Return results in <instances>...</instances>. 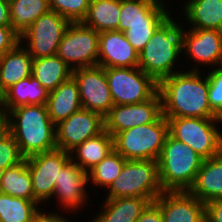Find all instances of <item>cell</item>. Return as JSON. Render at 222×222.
<instances>
[{
	"instance_id": "1",
	"label": "cell",
	"mask_w": 222,
	"mask_h": 222,
	"mask_svg": "<svg viewBox=\"0 0 222 222\" xmlns=\"http://www.w3.org/2000/svg\"><path fill=\"white\" fill-rule=\"evenodd\" d=\"M197 68L177 72L158 83L164 117L220 118L208 101V77L201 79Z\"/></svg>"
},
{
	"instance_id": "2",
	"label": "cell",
	"mask_w": 222,
	"mask_h": 222,
	"mask_svg": "<svg viewBox=\"0 0 222 222\" xmlns=\"http://www.w3.org/2000/svg\"><path fill=\"white\" fill-rule=\"evenodd\" d=\"M55 128L46 105H22L8 112L7 129L25 158L57 149Z\"/></svg>"
},
{
	"instance_id": "3",
	"label": "cell",
	"mask_w": 222,
	"mask_h": 222,
	"mask_svg": "<svg viewBox=\"0 0 222 222\" xmlns=\"http://www.w3.org/2000/svg\"><path fill=\"white\" fill-rule=\"evenodd\" d=\"M183 28L169 16L139 53L138 67L157 83L174 73L173 65L182 52Z\"/></svg>"
},
{
	"instance_id": "4",
	"label": "cell",
	"mask_w": 222,
	"mask_h": 222,
	"mask_svg": "<svg viewBox=\"0 0 222 222\" xmlns=\"http://www.w3.org/2000/svg\"><path fill=\"white\" fill-rule=\"evenodd\" d=\"M157 161L163 191H188L204 158L186 143L168 134Z\"/></svg>"
},
{
	"instance_id": "5",
	"label": "cell",
	"mask_w": 222,
	"mask_h": 222,
	"mask_svg": "<svg viewBox=\"0 0 222 222\" xmlns=\"http://www.w3.org/2000/svg\"><path fill=\"white\" fill-rule=\"evenodd\" d=\"M168 134V121L161 115L153 123L136 126L115 134L113 147L126 160L157 161Z\"/></svg>"
},
{
	"instance_id": "6",
	"label": "cell",
	"mask_w": 222,
	"mask_h": 222,
	"mask_svg": "<svg viewBox=\"0 0 222 222\" xmlns=\"http://www.w3.org/2000/svg\"><path fill=\"white\" fill-rule=\"evenodd\" d=\"M107 199L143 197L153 202L163 188L159 179L158 161L126 160L118 177L108 187Z\"/></svg>"
},
{
	"instance_id": "7",
	"label": "cell",
	"mask_w": 222,
	"mask_h": 222,
	"mask_svg": "<svg viewBox=\"0 0 222 222\" xmlns=\"http://www.w3.org/2000/svg\"><path fill=\"white\" fill-rule=\"evenodd\" d=\"M169 125V134L190 146L204 159L222 152V133L212 122H222V118L201 117H165Z\"/></svg>"
},
{
	"instance_id": "8",
	"label": "cell",
	"mask_w": 222,
	"mask_h": 222,
	"mask_svg": "<svg viewBox=\"0 0 222 222\" xmlns=\"http://www.w3.org/2000/svg\"><path fill=\"white\" fill-rule=\"evenodd\" d=\"M104 69L114 105L144 102L158 91V83L139 67Z\"/></svg>"
},
{
	"instance_id": "9",
	"label": "cell",
	"mask_w": 222,
	"mask_h": 222,
	"mask_svg": "<svg viewBox=\"0 0 222 222\" xmlns=\"http://www.w3.org/2000/svg\"><path fill=\"white\" fill-rule=\"evenodd\" d=\"M99 32L82 22L71 23L58 46L57 55L72 69L97 66ZM75 66H71V64Z\"/></svg>"
},
{
	"instance_id": "10",
	"label": "cell",
	"mask_w": 222,
	"mask_h": 222,
	"mask_svg": "<svg viewBox=\"0 0 222 222\" xmlns=\"http://www.w3.org/2000/svg\"><path fill=\"white\" fill-rule=\"evenodd\" d=\"M70 24L57 12L49 10L28 27L20 36V42L24 38L29 40L26 50L33 58L57 55L58 46Z\"/></svg>"
},
{
	"instance_id": "11",
	"label": "cell",
	"mask_w": 222,
	"mask_h": 222,
	"mask_svg": "<svg viewBox=\"0 0 222 222\" xmlns=\"http://www.w3.org/2000/svg\"><path fill=\"white\" fill-rule=\"evenodd\" d=\"M71 159L67 151L55 149L38 153L26 158L32 178L34 201L48 200L53 196L58 183L59 170Z\"/></svg>"
},
{
	"instance_id": "12",
	"label": "cell",
	"mask_w": 222,
	"mask_h": 222,
	"mask_svg": "<svg viewBox=\"0 0 222 222\" xmlns=\"http://www.w3.org/2000/svg\"><path fill=\"white\" fill-rule=\"evenodd\" d=\"M72 77L78 85L82 108L104 118L114 106L104 67L77 68L72 70Z\"/></svg>"
},
{
	"instance_id": "13",
	"label": "cell",
	"mask_w": 222,
	"mask_h": 222,
	"mask_svg": "<svg viewBox=\"0 0 222 222\" xmlns=\"http://www.w3.org/2000/svg\"><path fill=\"white\" fill-rule=\"evenodd\" d=\"M162 115L159 91L150 99L128 105H114L104 117V130L112 137L124 130L155 122Z\"/></svg>"
},
{
	"instance_id": "14",
	"label": "cell",
	"mask_w": 222,
	"mask_h": 222,
	"mask_svg": "<svg viewBox=\"0 0 222 222\" xmlns=\"http://www.w3.org/2000/svg\"><path fill=\"white\" fill-rule=\"evenodd\" d=\"M104 131V118L93 111L81 108L56 125L57 149L71 152L85 140Z\"/></svg>"
},
{
	"instance_id": "15",
	"label": "cell",
	"mask_w": 222,
	"mask_h": 222,
	"mask_svg": "<svg viewBox=\"0 0 222 222\" xmlns=\"http://www.w3.org/2000/svg\"><path fill=\"white\" fill-rule=\"evenodd\" d=\"M153 202L163 222H205V203L189 191H164Z\"/></svg>"
},
{
	"instance_id": "16",
	"label": "cell",
	"mask_w": 222,
	"mask_h": 222,
	"mask_svg": "<svg viewBox=\"0 0 222 222\" xmlns=\"http://www.w3.org/2000/svg\"><path fill=\"white\" fill-rule=\"evenodd\" d=\"M139 53L128 42L124 33L111 30L99 33L98 66L138 67Z\"/></svg>"
},
{
	"instance_id": "17",
	"label": "cell",
	"mask_w": 222,
	"mask_h": 222,
	"mask_svg": "<svg viewBox=\"0 0 222 222\" xmlns=\"http://www.w3.org/2000/svg\"><path fill=\"white\" fill-rule=\"evenodd\" d=\"M182 49L203 64L222 65V31L190 29L182 32Z\"/></svg>"
},
{
	"instance_id": "18",
	"label": "cell",
	"mask_w": 222,
	"mask_h": 222,
	"mask_svg": "<svg viewBox=\"0 0 222 222\" xmlns=\"http://www.w3.org/2000/svg\"><path fill=\"white\" fill-rule=\"evenodd\" d=\"M71 159L59 170L58 183L54 187L53 196L58 195L62 205L70 209L79 208L86 200L85 186L89 181L88 173ZM74 159V161H73ZM80 205V206H79Z\"/></svg>"
},
{
	"instance_id": "19",
	"label": "cell",
	"mask_w": 222,
	"mask_h": 222,
	"mask_svg": "<svg viewBox=\"0 0 222 222\" xmlns=\"http://www.w3.org/2000/svg\"><path fill=\"white\" fill-rule=\"evenodd\" d=\"M169 16L160 1L121 0L117 30L124 32L129 26L137 24H162Z\"/></svg>"
},
{
	"instance_id": "20",
	"label": "cell",
	"mask_w": 222,
	"mask_h": 222,
	"mask_svg": "<svg viewBox=\"0 0 222 222\" xmlns=\"http://www.w3.org/2000/svg\"><path fill=\"white\" fill-rule=\"evenodd\" d=\"M188 191L203 203L222 199V152L204 159L195 182Z\"/></svg>"
},
{
	"instance_id": "21",
	"label": "cell",
	"mask_w": 222,
	"mask_h": 222,
	"mask_svg": "<svg viewBox=\"0 0 222 222\" xmlns=\"http://www.w3.org/2000/svg\"><path fill=\"white\" fill-rule=\"evenodd\" d=\"M46 107L55 125L82 108L78 85L72 76L49 92Z\"/></svg>"
},
{
	"instance_id": "22",
	"label": "cell",
	"mask_w": 222,
	"mask_h": 222,
	"mask_svg": "<svg viewBox=\"0 0 222 222\" xmlns=\"http://www.w3.org/2000/svg\"><path fill=\"white\" fill-rule=\"evenodd\" d=\"M20 43L0 58V92L32 75L33 57Z\"/></svg>"
},
{
	"instance_id": "23",
	"label": "cell",
	"mask_w": 222,
	"mask_h": 222,
	"mask_svg": "<svg viewBox=\"0 0 222 222\" xmlns=\"http://www.w3.org/2000/svg\"><path fill=\"white\" fill-rule=\"evenodd\" d=\"M150 203L143 197L106 199L103 211L92 222H135Z\"/></svg>"
},
{
	"instance_id": "24",
	"label": "cell",
	"mask_w": 222,
	"mask_h": 222,
	"mask_svg": "<svg viewBox=\"0 0 222 222\" xmlns=\"http://www.w3.org/2000/svg\"><path fill=\"white\" fill-rule=\"evenodd\" d=\"M184 10L191 29L222 31V0H190Z\"/></svg>"
},
{
	"instance_id": "25",
	"label": "cell",
	"mask_w": 222,
	"mask_h": 222,
	"mask_svg": "<svg viewBox=\"0 0 222 222\" xmlns=\"http://www.w3.org/2000/svg\"><path fill=\"white\" fill-rule=\"evenodd\" d=\"M4 95L9 112L22 105H46L49 91L37 79L30 76L15 83Z\"/></svg>"
},
{
	"instance_id": "26",
	"label": "cell",
	"mask_w": 222,
	"mask_h": 222,
	"mask_svg": "<svg viewBox=\"0 0 222 222\" xmlns=\"http://www.w3.org/2000/svg\"><path fill=\"white\" fill-rule=\"evenodd\" d=\"M31 76L51 92L72 76V69L58 55L33 58Z\"/></svg>"
},
{
	"instance_id": "27",
	"label": "cell",
	"mask_w": 222,
	"mask_h": 222,
	"mask_svg": "<svg viewBox=\"0 0 222 222\" xmlns=\"http://www.w3.org/2000/svg\"><path fill=\"white\" fill-rule=\"evenodd\" d=\"M121 0H90L88 13L82 23L97 32L117 30Z\"/></svg>"
},
{
	"instance_id": "28",
	"label": "cell",
	"mask_w": 222,
	"mask_h": 222,
	"mask_svg": "<svg viewBox=\"0 0 222 222\" xmlns=\"http://www.w3.org/2000/svg\"><path fill=\"white\" fill-rule=\"evenodd\" d=\"M9 10L10 27L20 37L50 7L48 0H9Z\"/></svg>"
},
{
	"instance_id": "29",
	"label": "cell",
	"mask_w": 222,
	"mask_h": 222,
	"mask_svg": "<svg viewBox=\"0 0 222 222\" xmlns=\"http://www.w3.org/2000/svg\"><path fill=\"white\" fill-rule=\"evenodd\" d=\"M112 150H114L113 137L104 130L99 135L87 139L82 144L76 146L71 150L70 154L76 151L79 162L76 161L75 163L88 173L89 170L103 160Z\"/></svg>"
},
{
	"instance_id": "30",
	"label": "cell",
	"mask_w": 222,
	"mask_h": 222,
	"mask_svg": "<svg viewBox=\"0 0 222 222\" xmlns=\"http://www.w3.org/2000/svg\"><path fill=\"white\" fill-rule=\"evenodd\" d=\"M0 192L13 197L34 201L32 178L26 158L5 170L0 183Z\"/></svg>"
},
{
	"instance_id": "31",
	"label": "cell",
	"mask_w": 222,
	"mask_h": 222,
	"mask_svg": "<svg viewBox=\"0 0 222 222\" xmlns=\"http://www.w3.org/2000/svg\"><path fill=\"white\" fill-rule=\"evenodd\" d=\"M37 202L0 192V222H37L43 214Z\"/></svg>"
},
{
	"instance_id": "32",
	"label": "cell",
	"mask_w": 222,
	"mask_h": 222,
	"mask_svg": "<svg viewBox=\"0 0 222 222\" xmlns=\"http://www.w3.org/2000/svg\"><path fill=\"white\" fill-rule=\"evenodd\" d=\"M126 159L112 150L103 160L94 166L88 173V178L94 184L109 187L121 173Z\"/></svg>"
},
{
	"instance_id": "33",
	"label": "cell",
	"mask_w": 222,
	"mask_h": 222,
	"mask_svg": "<svg viewBox=\"0 0 222 222\" xmlns=\"http://www.w3.org/2000/svg\"><path fill=\"white\" fill-rule=\"evenodd\" d=\"M50 10L66 18L71 23L82 22L89 9L90 0H48Z\"/></svg>"
},
{
	"instance_id": "34",
	"label": "cell",
	"mask_w": 222,
	"mask_h": 222,
	"mask_svg": "<svg viewBox=\"0 0 222 222\" xmlns=\"http://www.w3.org/2000/svg\"><path fill=\"white\" fill-rule=\"evenodd\" d=\"M24 159L16 137L7 129L0 135V167L6 170Z\"/></svg>"
},
{
	"instance_id": "35",
	"label": "cell",
	"mask_w": 222,
	"mask_h": 222,
	"mask_svg": "<svg viewBox=\"0 0 222 222\" xmlns=\"http://www.w3.org/2000/svg\"><path fill=\"white\" fill-rule=\"evenodd\" d=\"M207 77L210 108L222 118V65L213 69Z\"/></svg>"
},
{
	"instance_id": "36",
	"label": "cell",
	"mask_w": 222,
	"mask_h": 222,
	"mask_svg": "<svg viewBox=\"0 0 222 222\" xmlns=\"http://www.w3.org/2000/svg\"><path fill=\"white\" fill-rule=\"evenodd\" d=\"M161 24H137L129 26L124 35L134 49L140 53Z\"/></svg>"
},
{
	"instance_id": "37",
	"label": "cell",
	"mask_w": 222,
	"mask_h": 222,
	"mask_svg": "<svg viewBox=\"0 0 222 222\" xmlns=\"http://www.w3.org/2000/svg\"><path fill=\"white\" fill-rule=\"evenodd\" d=\"M20 42V37L10 26H0V58L7 52L14 49Z\"/></svg>"
},
{
	"instance_id": "38",
	"label": "cell",
	"mask_w": 222,
	"mask_h": 222,
	"mask_svg": "<svg viewBox=\"0 0 222 222\" xmlns=\"http://www.w3.org/2000/svg\"><path fill=\"white\" fill-rule=\"evenodd\" d=\"M205 221L222 222V199L205 203Z\"/></svg>"
},
{
	"instance_id": "39",
	"label": "cell",
	"mask_w": 222,
	"mask_h": 222,
	"mask_svg": "<svg viewBox=\"0 0 222 222\" xmlns=\"http://www.w3.org/2000/svg\"><path fill=\"white\" fill-rule=\"evenodd\" d=\"M135 222H163L160 208L151 202Z\"/></svg>"
},
{
	"instance_id": "40",
	"label": "cell",
	"mask_w": 222,
	"mask_h": 222,
	"mask_svg": "<svg viewBox=\"0 0 222 222\" xmlns=\"http://www.w3.org/2000/svg\"><path fill=\"white\" fill-rule=\"evenodd\" d=\"M9 0H0V26H10Z\"/></svg>"
},
{
	"instance_id": "41",
	"label": "cell",
	"mask_w": 222,
	"mask_h": 222,
	"mask_svg": "<svg viewBox=\"0 0 222 222\" xmlns=\"http://www.w3.org/2000/svg\"><path fill=\"white\" fill-rule=\"evenodd\" d=\"M37 222H68L67 219H64L62 216L55 215L53 214H48V213H43Z\"/></svg>"
},
{
	"instance_id": "42",
	"label": "cell",
	"mask_w": 222,
	"mask_h": 222,
	"mask_svg": "<svg viewBox=\"0 0 222 222\" xmlns=\"http://www.w3.org/2000/svg\"><path fill=\"white\" fill-rule=\"evenodd\" d=\"M0 118H2L6 123L8 122V111L5 105V95L4 93L0 92Z\"/></svg>"
},
{
	"instance_id": "43",
	"label": "cell",
	"mask_w": 222,
	"mask_h": 222,
	"mask_svg": "<svg viewBox=\"0 0 222 222\" xmlns=\"http://www.w3.org/2000/svg\"><path fill=\"white\" fill-rule=\"evenodd\" d=\"M7 130V123L0 118V135Z\"/></svg>"
},
{
	"instance_id": "44",
	"label": "cell",
	"mask_w": 222,
	"mask_h": 222,
	"mask_svg": "<svg viewBox=\"0 0 222 222\" xmlns=\"http://www.w3.org/2000/svg\"><path fill=\"white\" fill-rule=\"evenodd\" d=\"M4 172H5V169H2L0 167V183H1V180H2V176L4 175Z\"/></svg>"
}]
</instances>
